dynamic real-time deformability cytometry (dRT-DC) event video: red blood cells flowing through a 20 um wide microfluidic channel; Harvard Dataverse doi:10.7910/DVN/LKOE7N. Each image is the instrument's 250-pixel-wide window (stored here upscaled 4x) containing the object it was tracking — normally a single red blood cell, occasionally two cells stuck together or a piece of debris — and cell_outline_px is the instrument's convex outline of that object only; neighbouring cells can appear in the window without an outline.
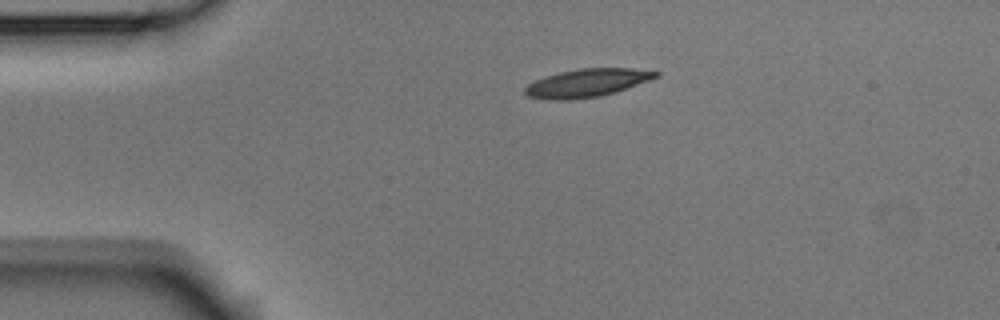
{"species": "Egyptian fruit bat (a non-hibernating species)", "species_latin": "Rousettus aegyptiacus", "temperature_condition": "room temperature", "stored_images_in_passage": 2, "camera_frame_rate_fps": 3000, "um_per_image_px": 0.085, "animal": {"sex": "male"}, "frame": {"image": 1, "passage_image": 1, "time_ms": 0.0, "image_size_px": [1000, 320], "cell_outline_px": [[660, 76], [616, 92], [600, 96], [572, 100], [548, 100], [528, 96], [524, 92], [524, 88], [528, 84], [544, 76], [560, 72], [580, 68], [632, 68], [660, 72]], "centroid_in_image_um": [49.88, 7.05], "position_along_channel_um": 35.1, "area_um2": 21.5}}